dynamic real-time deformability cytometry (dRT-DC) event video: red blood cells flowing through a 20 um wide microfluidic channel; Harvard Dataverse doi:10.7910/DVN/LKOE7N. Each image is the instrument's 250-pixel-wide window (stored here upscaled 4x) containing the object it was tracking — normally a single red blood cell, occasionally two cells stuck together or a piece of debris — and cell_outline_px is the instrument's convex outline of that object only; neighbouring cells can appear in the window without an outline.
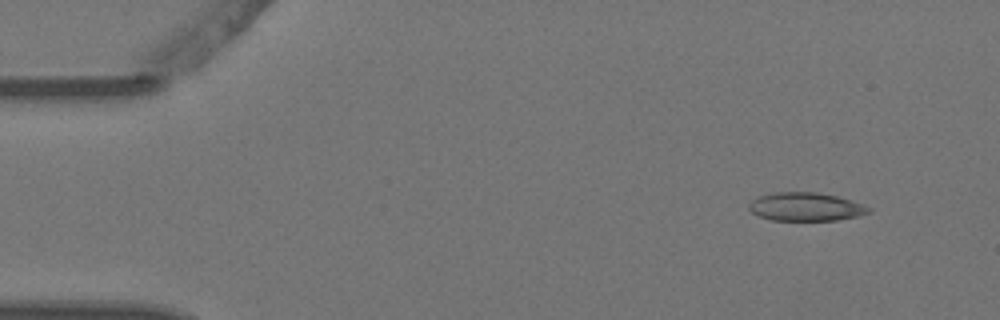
{"species": "Egyptian fruit bat (a non-hibernating species)", "species_latin": "Rousettus aegyptiacus", "temperature_condition": "warm", "stored_images_in_passage": 5, "segment_of_instrument_passage": [2, 2], "camera_frame_rate_fps": 3000, "um_per_image_px": 0.085, "animal": {"sex": "female"}, "frame": {"image": 1, "passage_image": 5, "time_ms": 1.333, "image_size_px": [1000, 320], "cell_outline_px": [[872, 212], [860, 216], [836, 220], [772, 220], [756, 216], [748, 208], [748, 204], [756, 196], [772, 192], [816, 192], [836, 196], [872, 208]], "centroid_in_image_um": [68.44, 17.58], "position_along_channel_um": 16.6, "area_um2": 19.94}}